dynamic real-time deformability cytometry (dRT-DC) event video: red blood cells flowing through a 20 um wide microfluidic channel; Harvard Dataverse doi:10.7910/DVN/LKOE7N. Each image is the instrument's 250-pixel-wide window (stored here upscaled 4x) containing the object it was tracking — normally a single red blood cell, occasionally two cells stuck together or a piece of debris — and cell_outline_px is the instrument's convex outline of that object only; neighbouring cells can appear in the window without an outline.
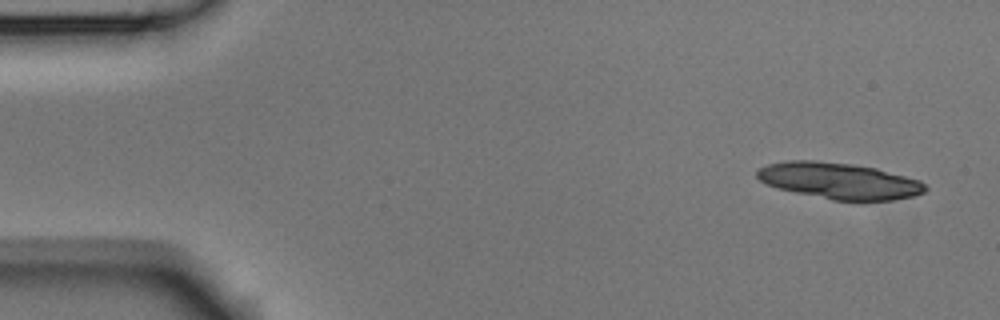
{"species": "Egyptian fruit bat (a non-hibernating species)", "species_latin": "Rousettus aegyptiacus", "temperature_condition": "room temperature", "stored_images_in_passage": 6, "segment_of_instrument_passage": [1, 2], "camera_frame_rate_fps": 3000, "um_per_image_px": 0.085, "animal": {"sex": "male"}, "frame": {"image": 1, "passage_image": 1, "time_ms": 0.0, "image_size_px": [1000, 320], "cell_outline_px": [[928, 188], [924, 192], [912, 196], [892, 200], [832, 200], [776, 188], [760, 180], [756, 176], [756, 172], [760, 168], [768, 164], [788, 160], [816, 160], [852, 164], [876, 168], [920, 180]], "centroid_in_image_um": [71.32, 15.36], "position_along_channel_um": 13.7, "area_um2": 35.37}}